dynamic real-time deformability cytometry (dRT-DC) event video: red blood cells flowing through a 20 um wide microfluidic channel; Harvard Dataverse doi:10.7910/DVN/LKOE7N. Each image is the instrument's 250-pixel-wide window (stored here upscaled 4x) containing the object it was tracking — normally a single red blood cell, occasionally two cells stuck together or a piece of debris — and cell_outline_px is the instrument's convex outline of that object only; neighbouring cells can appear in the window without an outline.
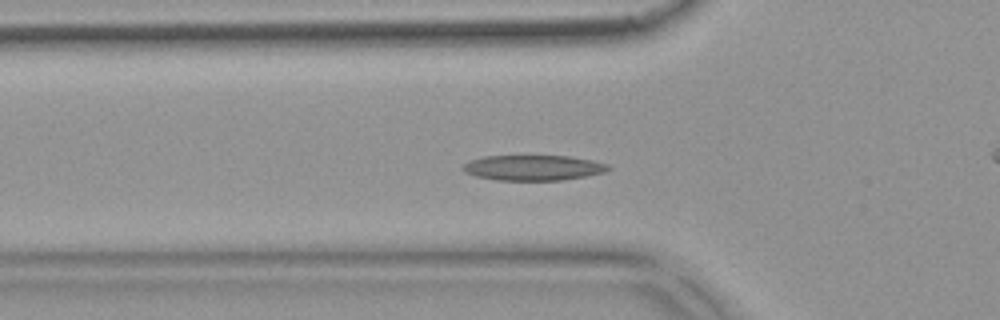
{"species": "common noctule bat (a hibernating species)", "species_latin": "Nyctalus noctula", "temperature_condition": "warm", "stored_images_in_passage": 52, "camera_frame_rate_fps": 3000, "um_per_image_px": 0.085, "animal": {"sex": "female", "body_mass_g": 18.4}, "frame": {"image": 1, "passage_image": 16, "time_ms": 5.0, "image_size_px": [1000, 320], "cell_outline_px": [[612, 168], [604, 172], [588, 176], [560, 180], [496, 180], [476, 176], [464, 172], [464, 164], [472, 160], [484, 156], [568, 156], [592, 160], [608, 164]], "centroid_in_image_um": [45.37, 14.26], "position_along_channel_um": 80.4, "area_um2": 21.33}}
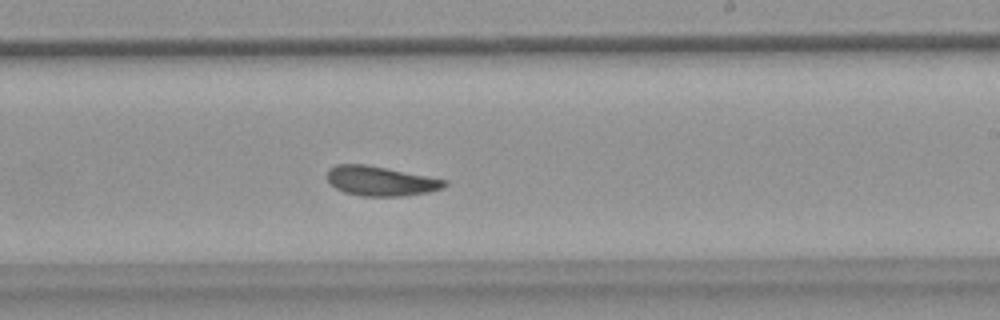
{"frame": {"image": 2, "passage_image": 30, "time_ms": 9.667, "image_size_px": [1000, 320], "cell_outline_px": [[448, 184], [444, 188], [428, 192], [404, 196], [360, 196], [344, 192], [328, 184], [328, 168], [336, 164], [364, 164], [448, 180]], "centroid_in_image_um": [32.34, 15.39], "position_along_channel_um": 256.7, "area_um2": 20.29}}
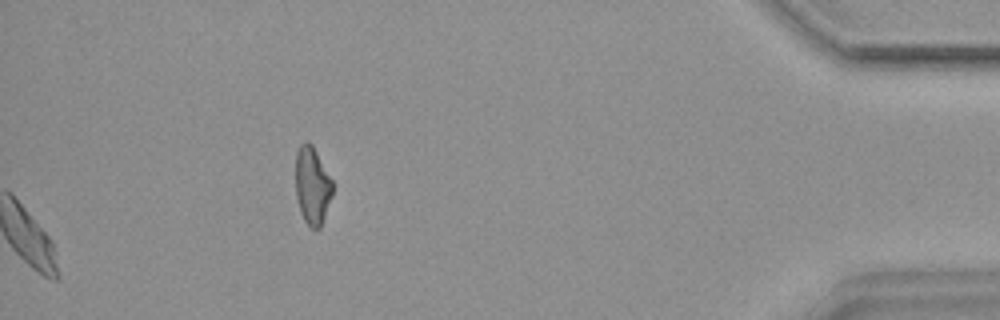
{"frame": {"image": 3, "passage_image": 52, "time_ms": 17.0, "image_size_px": [1000, 320], "cell_outline_px": [[332, 196], [320, 228], [316, 232], [304, 220], [300, 212], [296, 196], [296, 152], [300, 144], [304, 140], [308, 140], [312, 144], [332, 180]], "centroid_in_image_um": [26.53, 15.77], "position_along_channel_um": 408.7, "area_um2": 16.82}, "authors_computed_cell_mechanics": {"area_um2": 20.4612, "velocity_mm_per_s": 3.7814, "shape_relaxation_time_tau1_ms": 4.3198, "shape_relaxation_time_tau2_ms": 3.8288, "deformation_change_tau1": 0.1293, "deformation_change_tau2": 0.1112}}